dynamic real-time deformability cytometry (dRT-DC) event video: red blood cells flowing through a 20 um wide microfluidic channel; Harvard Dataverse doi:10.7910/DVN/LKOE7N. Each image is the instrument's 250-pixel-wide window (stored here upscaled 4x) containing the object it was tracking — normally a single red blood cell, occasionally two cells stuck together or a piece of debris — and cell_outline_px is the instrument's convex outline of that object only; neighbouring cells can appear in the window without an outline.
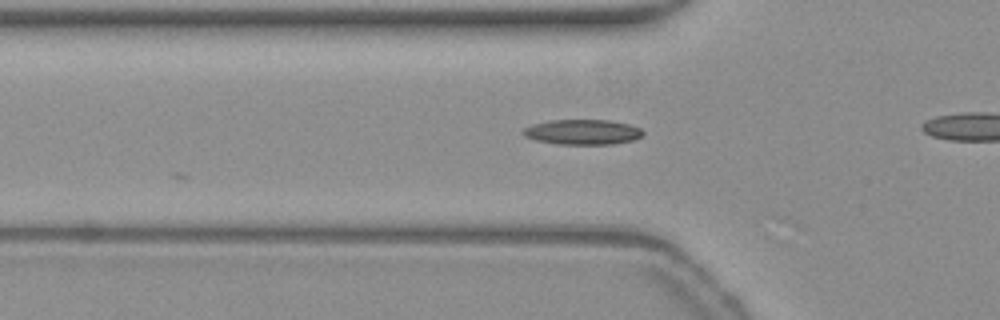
{"species": "common noctule bat (a hibernating species)", "species_latin": "Nyctalus noctula", "temperature_condition": "warm", "stored_images_in_passage": 34, "camera_frame_rate_fps": 3000, "um_per_image_px": 0.085, "animal": {"sex": "female", "body_mass_g": 19.3, "forearm_length_mm": 54.1}, "frame": {"image": 1, "passage_image": 3, "time_ms": 0.667, "image_size_px": [1000, 320], "cell_outline_px": [[644, 132], [640, 136], [632, 140], [612, 144], [556, 144], [536, 140], [524, 136], [520, 132], [524, 128], [532, 124], [552, 120], [608, 120], [628, 124], [640, 128]], "centroid_in_image_um": [49.47, 11.22], "position_along_channel_um": 76.3, "area_um2": 17.46}}
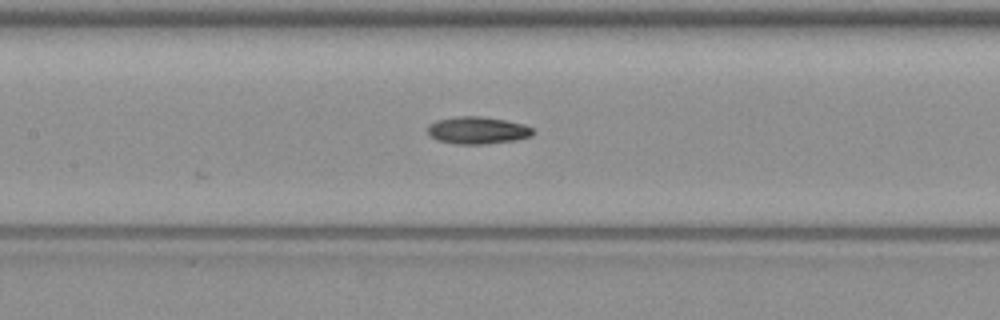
{"frame": {"image": 2, "passage_image": 10, "time_ms": 3.0, "image_size_px": [1000, 320], "cell_outline_px": [[536, 132], [532, 136], [516, 140], [484, 144], [456, 144], [436, 140], [428, 132], [428, 124], [436, 120], [456, 116], [480, 116], [504, 120], [524, 124], [532, 128]], "centroid_in_image_um": [40.6, 11.08], "position_along_channel_um": 166.8, "area_um2": 16.82}}
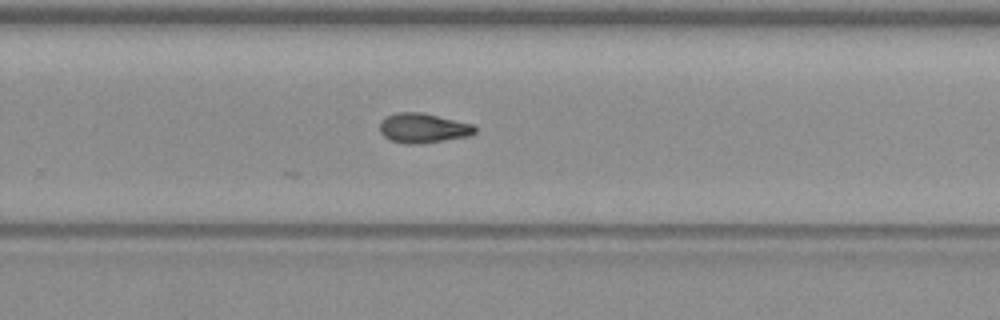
{"frame": {"image": 3, "passage_image": 20, "time_ms": 6.333, "image_size_px": [1000, 320], "cell_outline_px": [[476, 132], [468, 136], [420, 144], [404, 144], [388, 140], [380, 132], [380, 120], [396, 112], [420, 112], [472, 124], [476, 128]], "centroid_in_image_um": [35.92, 10.9], "position_along_channel_um": 293.9, "area_um2": 16.42}, "authors_computed_cell_mechanics": {"area_um2": 16.4152, "velocity_mm_per_s": 3.8261, "shape_relaxation_time_tau1_ms": 5.8523, "shape_relaxation_time_tau2_ms": null, "deformation_change_tau1": 0.1539, "deformation_change_tau2": null}}